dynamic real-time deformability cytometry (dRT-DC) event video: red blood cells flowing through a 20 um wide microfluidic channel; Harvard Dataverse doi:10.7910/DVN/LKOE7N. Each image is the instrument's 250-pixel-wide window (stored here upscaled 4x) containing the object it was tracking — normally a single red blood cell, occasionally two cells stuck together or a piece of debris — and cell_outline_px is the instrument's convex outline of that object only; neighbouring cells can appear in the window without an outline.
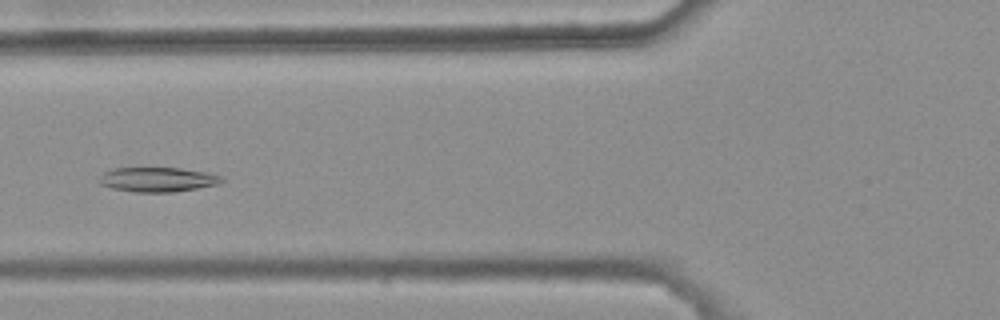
{"species": "common noctule bat (a hibernating species)", "species_latin": "Nyctalus noctula", "temperature_condition": "warm", "stored_images_in_passage": 31, "camera_frame_rate_fps": 3000, "um_per_image_px": 0.085, "animal": {"sex": "female", "body_mass_g": 25.1}, "frame": {"image": 1, "passage_image": 6, "time_ms": 1.667, "image_size_px": [1000, 320], "cell_outline_px": [[224, 180], [220, 184], [172, 192], [136, 192], [112, 188], [100, 184], [96, 180], [104, 172], [112, 168], [180, 168], [204, 172], [220, 176]], "centroid_in_image_um": [13.35, 15.26], "position_along_channel_um": 112.5, "area_um2": 17.46}}
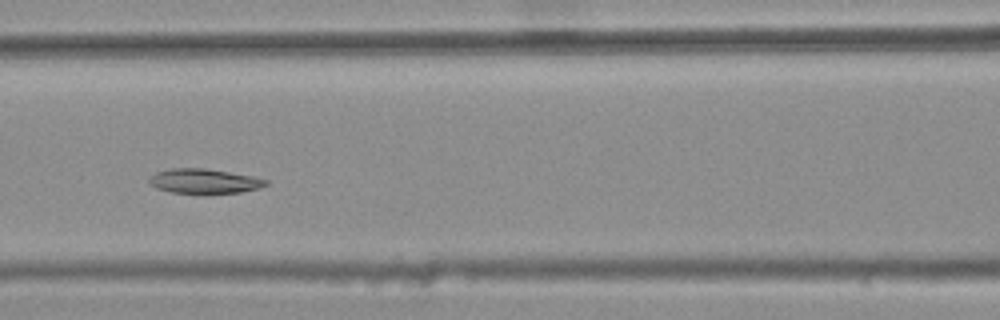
{"frame": {"image": 2, "passage_image": 9, "time_ms": 2.667, "image_size_px": [1000, 320], "cell_outline_px": [[268, 184], [260, 188], [240, 192], [208, 196], [172, 192], [156, 188], [148, 184], [148, 180], [156, 172], [172, 168], [204, 168], [252, 176], [268, 180]], "centroid_in_image_um": [17.36, 15.44], "position_along_channel_um": 149.2, "area_um2": 17.34}}